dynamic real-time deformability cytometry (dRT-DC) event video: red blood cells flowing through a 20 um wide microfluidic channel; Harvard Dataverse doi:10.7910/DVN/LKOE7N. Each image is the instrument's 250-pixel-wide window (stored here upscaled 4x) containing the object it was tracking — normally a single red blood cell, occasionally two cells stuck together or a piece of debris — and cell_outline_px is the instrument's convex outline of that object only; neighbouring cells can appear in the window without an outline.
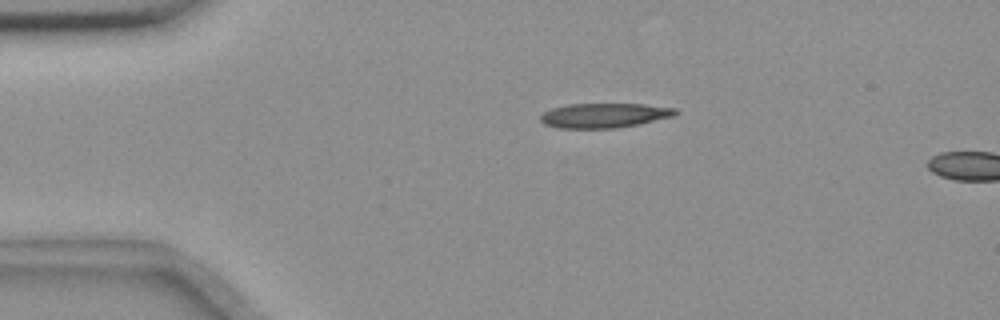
{"species": "common noctule bat (a hibernating species)", "species_latin": "Nyctalus noctula", "temperature_condition": "room temperature", "stored_images_in_passage": 3, "camera_frame_rate_fps": 3000, "um_per_image_px": 0.085, "animal": {"sex": "female", "body_mass_g": 18.4}, "frame": {"image": 1, "passage_image": 2, "time_ms": 2.0, "image_size_px": [1000, 320], "cell_outline_px": [[680, 112], [676, 116], [616, 128], [560, 128], [544, 124], [540, 120], [540, 116], [544, 112], [552, 108], [572, 104], [644, 104], [676, 108]], "centroid_in_image_um": [51.4, 9.81], "position_along_channel_um": 33.6, "area_um2": 19.31}}